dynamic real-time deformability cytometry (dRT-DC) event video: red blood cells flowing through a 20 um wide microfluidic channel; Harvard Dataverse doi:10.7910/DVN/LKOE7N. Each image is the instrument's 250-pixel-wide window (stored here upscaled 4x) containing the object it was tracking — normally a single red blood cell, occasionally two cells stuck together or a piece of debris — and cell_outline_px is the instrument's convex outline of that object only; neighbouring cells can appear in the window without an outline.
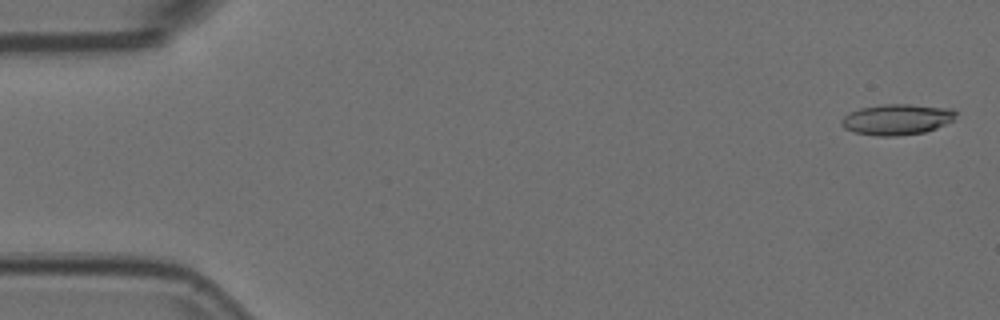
{"species": "Egyptian fruit bat (a non-hibernating species)", "species_latin": "Rousettus aegyptiacus", "temperature_condition": "room temperature", "stored_images_in_passage": 55, "camera_frame_rate_fps": 3000, "um_per_image_px": 0.085, "animal": {"sex": "female"}, "frame": {"image": 1, "passage_image": 2, "time_ms": 0.333, "image_size_px": [1000, 320], "cell_outline_px": [[956, 116], [952, 120], [936, 128], [924, 132], [896, 136], [876, 136], [852, 132], [844, 128], [840, 124], [840, 120], [848, 112], [860, 108], [884, 104], [908, 104], [952, 108], [956, 112]], "centroid_in_image_um": [76.19, 10.15], "position_along_channel_um": 8.8, "area_um2": 20.63}}
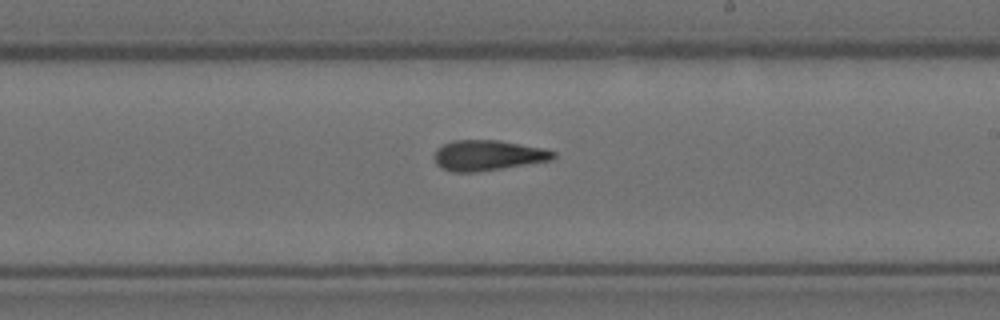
{"frame": {"image": 2, "passage_image": 32, "time_ms": 10.333, "image_size_px": [1000, 320], "cell_outline_px": [[556, 156], [552, 160], [476, 172], [452, 172], [440, 168], [436, 164], [432, 156], [436, 148], [452, 140], [500, 140], [544, 148], [556, 152]], "centroid_in_image_um": [41.43, 13.2], "position_along_channel_um": 247.6, "area_um2": 21.33}}
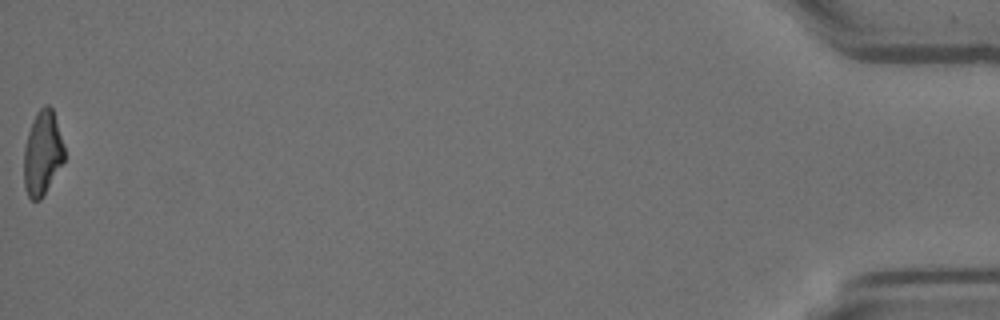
{"frame": {"image": 3, "passage_image": 55, "time_ms": 18.0, "image_size_px": [1000, 320], "cell_outline_px": [[64, 160], [40, 200], [32, 200], [28, 196], [24, 184], [24, 148], [28, 132], [36, 112], [44, 104], [48, 104], [52, 108], [64, 148]], "centroid_in_image_um": [3.59, 13.0], "position_along_channel_um": 431.6, "area_um2": 19.48}, "authors_computed_cell_mechanics": {"area_um2": 20.808, "velocity_mm_per_s": 3.7413, "shape_relaxation_time_tau1_ms": null, "shape_relaxation_time_tau2_ms": 3.9412, "deformation_change_tau1": null, "deformation_change_tau2": 0.1496}}